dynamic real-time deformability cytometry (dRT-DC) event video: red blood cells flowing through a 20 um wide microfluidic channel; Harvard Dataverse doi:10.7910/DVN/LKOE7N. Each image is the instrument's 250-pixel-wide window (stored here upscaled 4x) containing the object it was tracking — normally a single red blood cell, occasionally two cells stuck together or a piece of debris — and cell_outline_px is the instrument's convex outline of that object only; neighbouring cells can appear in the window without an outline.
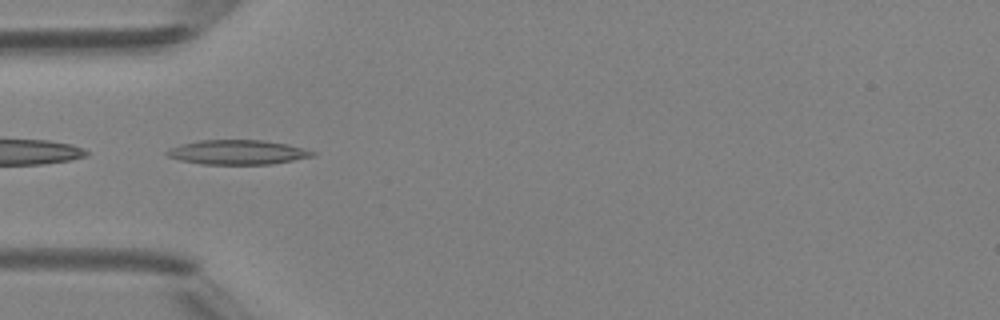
{"species": "Egyptian fruit bat (a non-hibernating species)", "species_latin": "Rousettus aegyptiacus", "temperature_condition": "room temperature", "stored_images_in_passage": 47, "segment_of_instrument_passage": [2, 2], "camera_frame_rate_fps": 3000, "um_per_image_px": 0.085, "animal": {"sex": "female"}, "frame": {"image": 1, "passage_image": 15, "time_ms": 4.667, "image_size_px": [1000, 320], "cell_outline_px": [[316, 156], [272, 164], [200, 164], [180, 160], [168, 156], [164, 152], [168, 148], [180, 144], [200, 140], [264, 140], [288, 144], [304, 148], [316, 152]], "centroid_in_image_um": [20.2, 12.94], "position_along_channel_um": 64.8, "area_um2": 20.98}}
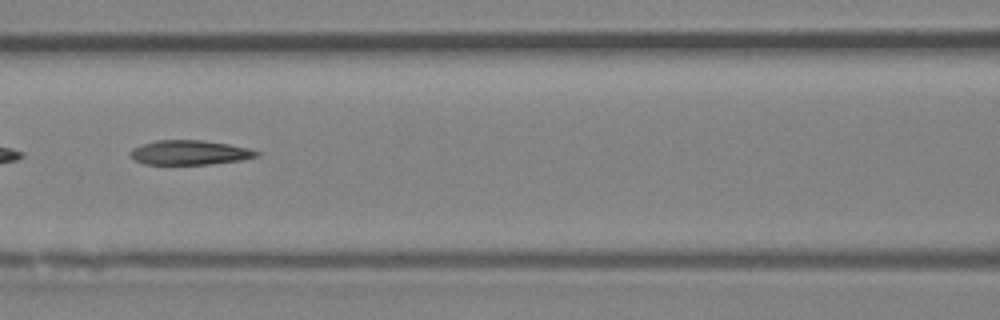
{"frame": {"image": 2, "passage_image": 21, "time_ms": 6.667, "image_size_px": [1000, 320], "cell_outline_px": [[260, 156], [244, 160], [212, 164], [144, 164], [128, 156], [128, 152], [132, 148], [140, 144], [156, 140], [200, 140], [228, 144], [248, 148], [260, 152]], "centroid_in_image_um": [16.11, 12.97], "position_along_channel_um": 150.5, "area_um2": 18.26}}
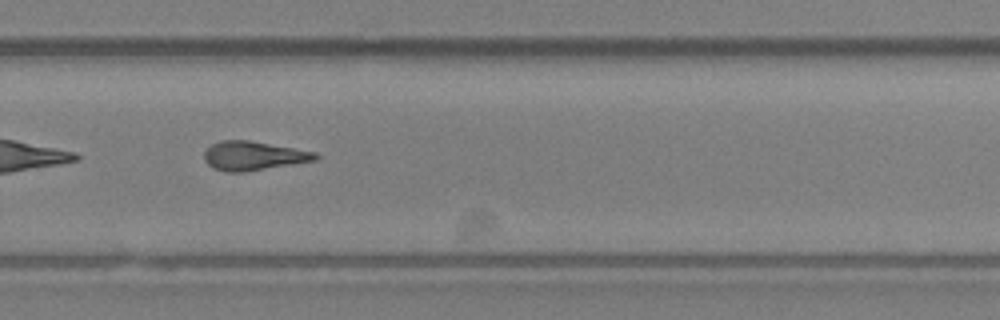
{"frame": {"image": 3, "passage_image": 32, "time_ms": 10.333, "image_size_px": [1000, 320], "cell_outline_px": [[320, 156], [316, 160], [244, 172], [228, 172], [212, 168], [204, 160], [204, 152], [212, 144], [220, 140], [248, 140], [316, 152]], "centroid_in_image_um": [21.52, 13.24], "position_along_channel_um": 308.3, "area_um2": 18.67}}